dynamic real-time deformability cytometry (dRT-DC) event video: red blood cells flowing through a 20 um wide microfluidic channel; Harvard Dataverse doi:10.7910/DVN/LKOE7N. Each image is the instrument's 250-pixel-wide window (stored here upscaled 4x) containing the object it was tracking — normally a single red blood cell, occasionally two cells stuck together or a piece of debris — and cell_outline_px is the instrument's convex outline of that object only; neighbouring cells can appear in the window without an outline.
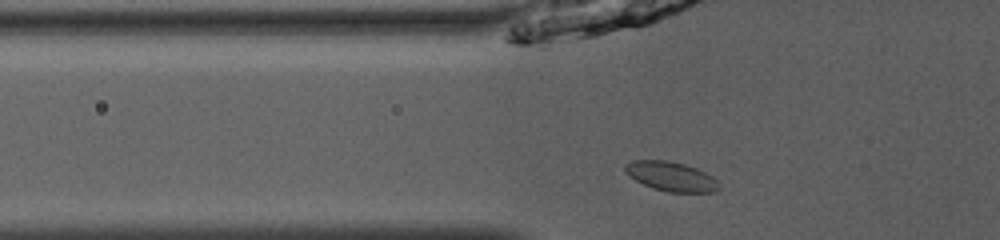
{"species": "common noctule bat (a hibernating species)", "species_latin": "Nyctalus noctula", "temperature_condition": "room temperature", "stored_images_in_passage": 35, "camera_frame_rate_fps": 3000, "um_per_image_px": 0.085, "animal": {"sex": "male", "body_mass_g": 13.0, "forearm_length_mm": 53.1}, "frame": {"image": 1, "passage_image": 2, "time_ms": 0.333, "image_size_px": [1000, 240], "cell_outline_px": [[720, 188], [716, 192], [668, 192], [652, 188], [628, 176], [624, 172], [624, 164], [632, 160], [668, 160], [684, 164], [696, 168], [712, 176], [720, 184]], "centroid_in_image_um": [57.02, 14.99], "position_along_channel_um": 68.8, "area_um2": 16.24}}
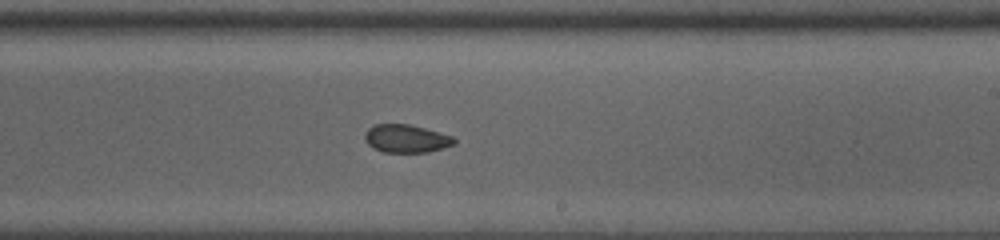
{"frame": {"image": 2, "passage_image": 16, "time_ms": 5.0, "image_size_px": [1000, 240], "cell_outline_px": [[456, 144], [428, 152], [384, 152], [372, 148], [364, 140], [364, 132], [372, 124], [408, 124], [424, 128], [452, 136], [456, 140]], "centroid_in_image_um": [34.49, 11.78], "position_along_channel_um": 254.5, "area_um2": 14.68}}
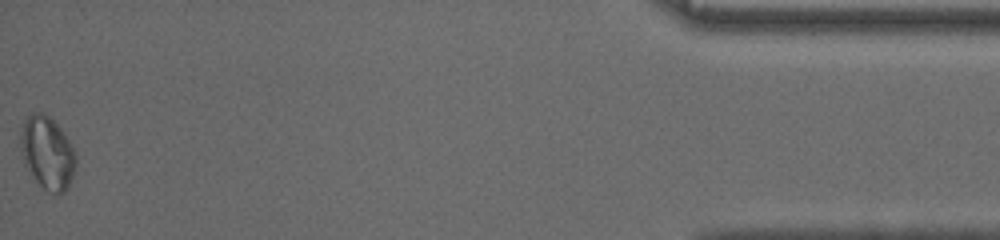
{"frame": {"image": 3, "passage_image": 35, "time_ms": 11.333, "image_size_px": [1000, 240], "cell_outline_px": [[76, 164], [68, 188], [64, 192], [56, 196], [52, 196], [36, 180], [24, 164], [20, 148], [20, 132], [24, 120], [32, 112], [44, 112], [60, 128], [72, 144], [76, 152]], "centroid_in_image_um": [4.03, 13.0], "position_along_channel_um": 431.2, "area_um2": 23.7}, "authors_computed_cell_mechanics": {"area_um2": 15.317, "velocity_mm_per_s": 3.9985, "shape_relaxation_time_tau1_ms": null, "shape_relaxation_time_tau2_ms": 2.1539, "deformation_change_tau1": null, "deformation_change_tau2": 0.0534}}